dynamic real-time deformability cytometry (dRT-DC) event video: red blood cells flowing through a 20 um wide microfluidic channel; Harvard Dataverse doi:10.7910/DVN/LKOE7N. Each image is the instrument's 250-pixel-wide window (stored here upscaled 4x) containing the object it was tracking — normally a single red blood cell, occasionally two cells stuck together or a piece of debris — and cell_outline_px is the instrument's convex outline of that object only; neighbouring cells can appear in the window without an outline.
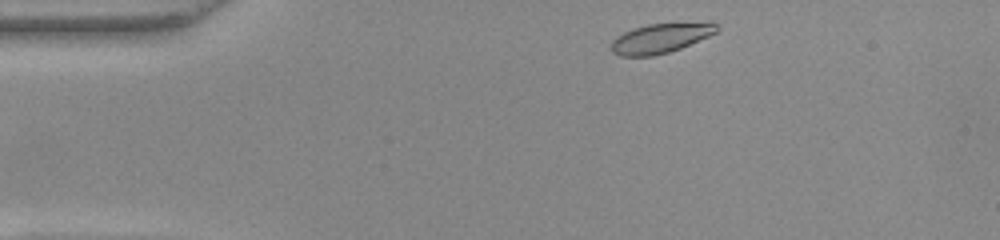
{"species": "common noctule bat (a hibernating species)", "species_latin": "Nyctalus noctula", "temperature_condition": "warm", "stored_images_in_passage": 45, "camera_frame_rate_fps": 3000, "um_per_image_px": 0.085, "animal": {"sex": "female", "body_mass_g": 22.0, "forearm_length_mm": 56.7}, "frame": {"image": 1, "passage_image": 1, "time_ms": 0.0, "image_size_px": [1000, 240], "cell_outline_px": [[720, 28], [716, 32], [708, 36], [680, 48], [668, 52], [652, 56], [620, 56], [612, 52], [612, 40], [616, 36], [632, 28], [648, 24], [708, 20], [712, 20]], "centroid_in_image_um": [56.21, 3.2], "position_along_channel_um": 28.8, "area_um2": 18.67}}
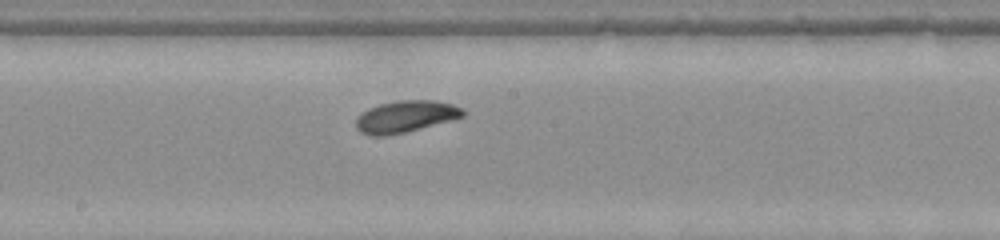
{"frame": {"image": 2, "passage_image": 20, "time_ms": 6.333, "image_size_px": [1000, 240], "cell_outline_px": [[464, 116], [452, 120], [404, 132], [384, 136], [372, 136], [360, 132], [356, 128], [356, 116], [368, 108], [380, 104], [400, 100], [436, 100], [452, 104], [460, 108], [464, 112]], "centroid_in_image_um": [34.43, 9.9], "position_along_channel_um": 213.8, "area_um2": 19.71}}
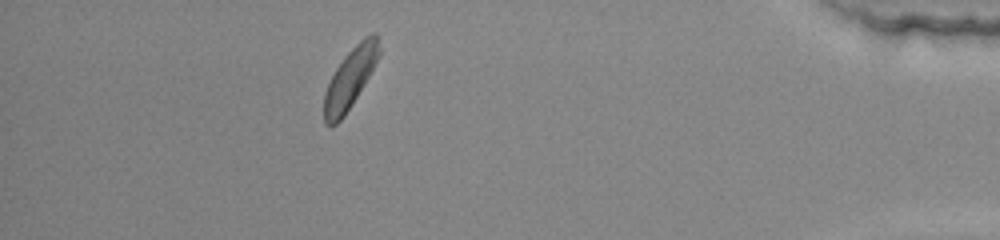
{"frame": {"image": 3, "passage_image": 39, "time_ms": 12.667, "image_size_px": [1000, 240], "cell_outline_px": [[380, 56], [344, 116], [336, 124], [324, 124], [324, 92], [336, 68], [344, 56], [364, 36], [372, 32], [376, 32], [380, 48]], "centroid_in_image_um": [29.76, 6.61], "position_along_channel_um": 405.4, "area_um2": 18.84}, "authors_computed_cell_mechanics": {"area_um2": 19.2474, "velocity_mm_per_s": 3.8374, "shape_relaxation_time_tau1_ms": 1.7093, "shape_relaxation_time_tau2_ms": null, "deformation_change_tau1": 0.1035, "deformation_change_tau2": null}}